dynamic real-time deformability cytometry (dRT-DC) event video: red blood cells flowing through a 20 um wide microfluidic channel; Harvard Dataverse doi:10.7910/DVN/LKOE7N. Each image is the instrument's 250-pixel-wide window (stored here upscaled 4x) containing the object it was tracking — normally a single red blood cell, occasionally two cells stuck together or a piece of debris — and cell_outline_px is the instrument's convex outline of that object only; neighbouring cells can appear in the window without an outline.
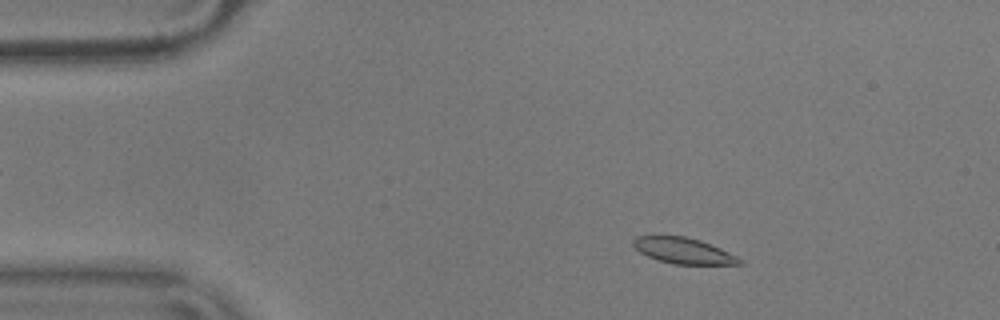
{"species": "common noctule bat (a hibernating species)", "species_latin": "Nyctalus noctula", "temperature_condition": "warm", "stored_images_in_passage": 56, "camera_frame_rate_fps": 3000, "um_per_image_px": 0.085, "animal": {"sex": "male", "body_mass_g": 17.9}, "frame": {"image": 1, "passage_image": 9, "time_ms": 2.667, "image_size_px": [1000, 320], "cell_outline_px": [[744, 264], [672, 264], [648, 256], [640, 252], [632, 244], [632, 240], [636, 236], [684, 236], [700, 240], [720, 248], [744, 260]], "centroid_in_image_um": [58.1, 21.31], "position_along_channel_um": 26.9, "area_um2": 15.9}}
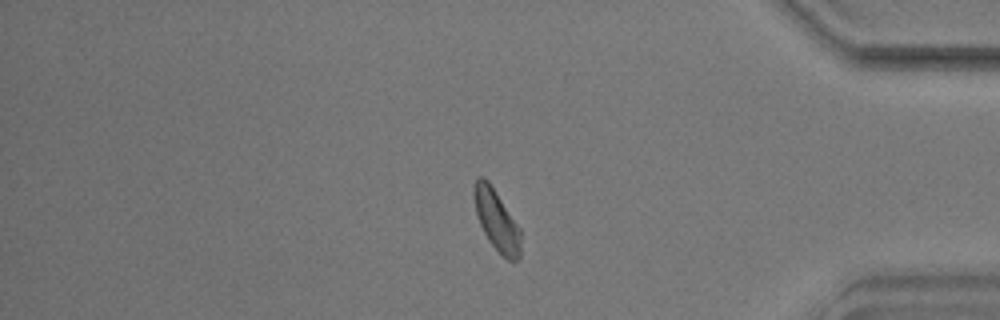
{"frame": {"image": 2, "passage_image": 47, "time_ms": 15.333, "image_size_px": [1000, 320], "cell_outline_px": [[520, 256], [516, 260], [508, 260], [488, 240], [480, 224], [476, 212], [472, 196], [472, 188], [476, 180], [480, 176], [484, 176], [488, 180], [520, 228]], "centroid_in_image_um": [42.18, 18.67], "position_along_channel_um": 393.0, "area_um2": 16.36}}
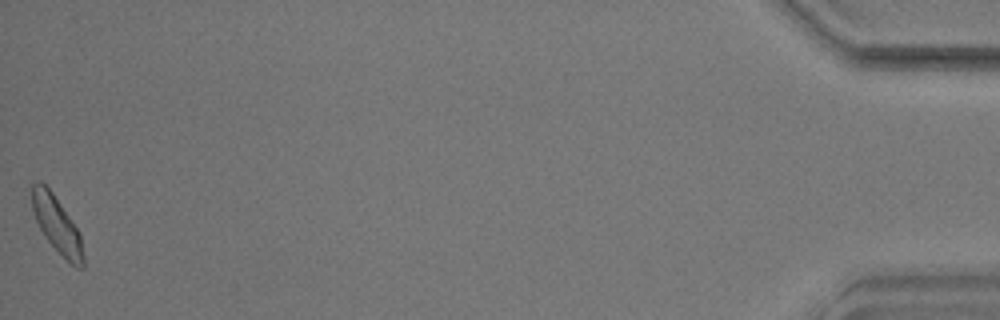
{"frame": {"image": 3, "passage_image": 56, "time_ms": 18.333, "image_size_px": [1000, 320], "cell_outline_px": [[84, 268], [76, 268], [44, 236], [36, 220], [32, 208], [32, 184], [36, 180], [40, 180], [52, 192], [80, 232], [84, 256]], "centroid_in_image_um": [4.85, 19.08], "position_along_channel_um": 430.4, "area_um2": 16.59}, "authors_computed_cell_mechanics": {"area_um2": 16.5308, "velocity_mm_per_s": 3.5755, "shape_relaxation_time_tau1_ms": 4.7871, "shape_relaxation_time_tau2_ms": 3.283, "deformation_change_tau1": 0.108, "deformation_change_tau2": 0.0886}}